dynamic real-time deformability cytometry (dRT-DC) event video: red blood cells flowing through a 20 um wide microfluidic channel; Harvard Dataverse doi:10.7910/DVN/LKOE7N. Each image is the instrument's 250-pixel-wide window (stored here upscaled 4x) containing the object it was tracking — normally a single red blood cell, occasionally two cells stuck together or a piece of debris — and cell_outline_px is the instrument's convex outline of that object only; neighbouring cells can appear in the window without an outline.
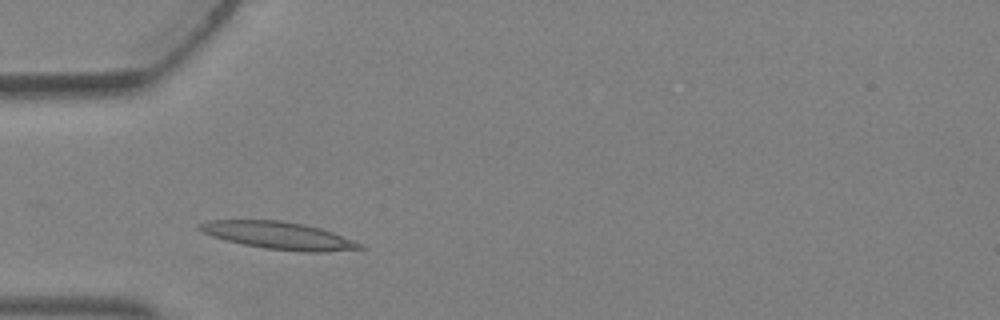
{"species": "Egyptian fruit bat (a non-hibernating species)", "species_latin": "Rousettus aegyptiacus", "temperature_condition": "warm", "stored_images_in_passage": 7, "camera_frame_rate_fps": 3000, "um_per_image_px": 0.085, "animal": {"sex": "female"}, "frame": {"image": 1, "passage_image": 2, "time_ms": 0.333, "image_size_px": [1000, 320], "cell_outline_px": [[368, 248], [324, 252], [304, 252], [264, 248], [244, 244], [212, 236], [196, 228], [196, 224], [208, 220], [280, 220], [304, 224], [320, 228], [332, 232], [364, 244]], "centroid_in_image_um": [23.71, 20.01], "position_along_channel_um": 61.3, "area_um2": 25.61}}